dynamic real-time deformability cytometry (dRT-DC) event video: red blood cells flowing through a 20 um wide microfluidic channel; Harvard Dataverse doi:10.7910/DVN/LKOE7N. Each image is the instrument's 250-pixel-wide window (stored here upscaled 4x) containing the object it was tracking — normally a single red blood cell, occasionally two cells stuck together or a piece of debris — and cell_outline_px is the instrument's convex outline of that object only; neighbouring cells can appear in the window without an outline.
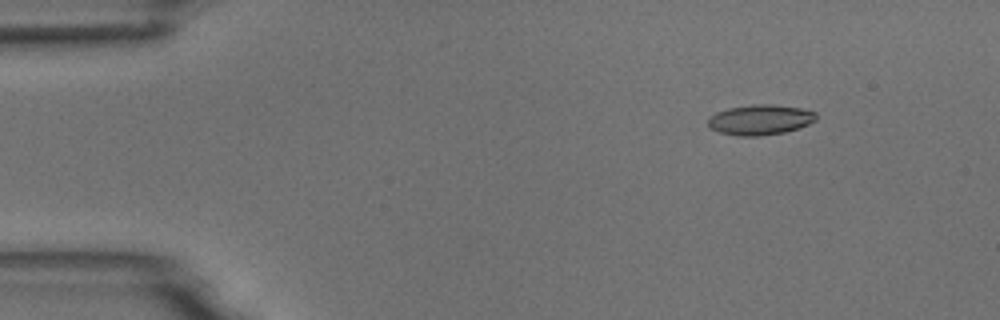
{"species": "common noctule bat (a hibernating species)", "species_latin": "Nyctalus noctula", "temperature_condition": "room temperature", "stored_images_in_passage": 4, "camera_frame_rate_fps": 3000, "um_per_image_px": 0.085, "animal": {"sex": "male", "body_mass_g": 18.8}, "frame": {"image": 1, "passage_image": 2, "time_ms": 1.0, "image_size_px": [1000, 320], "cell_outline_px": [[816, 120], [800, 128], [784, 132], [760, 136], [740, 136], [720, 132], [708, 128], [708, 116], [716, 112], [728, 108], [752, 104], [772, 104], [800, 108], [816, 112]], "centroid_in_image_um": [64.59, 10.18], "position_along_channel_um": 20.4, "area_um2": 19.19}}